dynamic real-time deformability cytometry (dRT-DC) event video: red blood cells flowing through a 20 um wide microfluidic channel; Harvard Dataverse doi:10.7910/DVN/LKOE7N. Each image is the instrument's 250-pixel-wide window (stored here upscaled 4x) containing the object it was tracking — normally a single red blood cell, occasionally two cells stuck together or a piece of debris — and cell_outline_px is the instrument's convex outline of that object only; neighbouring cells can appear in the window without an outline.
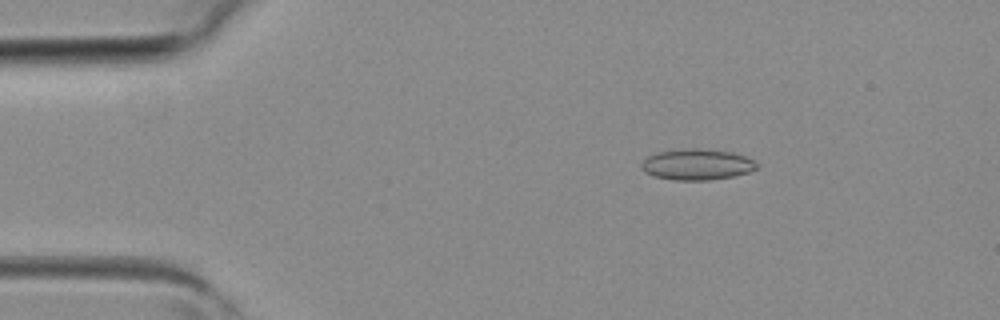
{"species": "common noctule bat (a hibernating species)", "species_latin": "Nyctalus noctula", "temperature_condition": "room temperature", "stored_images_in_passage": 3, "camera_frame_rate_fps": 3000, "um_per_image_px": 0.085, "animal": {"sex": "female", "body_mass_g": 19.3, "forearm_length_mm": 54.1}, "frame": {"image": 1, "passage_image": 1, "time_ms": 0.0, "image_size_px": [1000, 320], "cell_outline_px": [[756, 168], [748, 172], [732, 176], [708, 180], [672, 180], [652, 176], [644, 172], [640, 164], [648, 156], [656, 152], [684, 148], [700, 148], [732, 152], [744, 156], [752, 160], [756, 164]], "centroid_in_image_um": [59.17, 13.97], "position_along_channel_um": 25.8, "area_um2": 20.81}}